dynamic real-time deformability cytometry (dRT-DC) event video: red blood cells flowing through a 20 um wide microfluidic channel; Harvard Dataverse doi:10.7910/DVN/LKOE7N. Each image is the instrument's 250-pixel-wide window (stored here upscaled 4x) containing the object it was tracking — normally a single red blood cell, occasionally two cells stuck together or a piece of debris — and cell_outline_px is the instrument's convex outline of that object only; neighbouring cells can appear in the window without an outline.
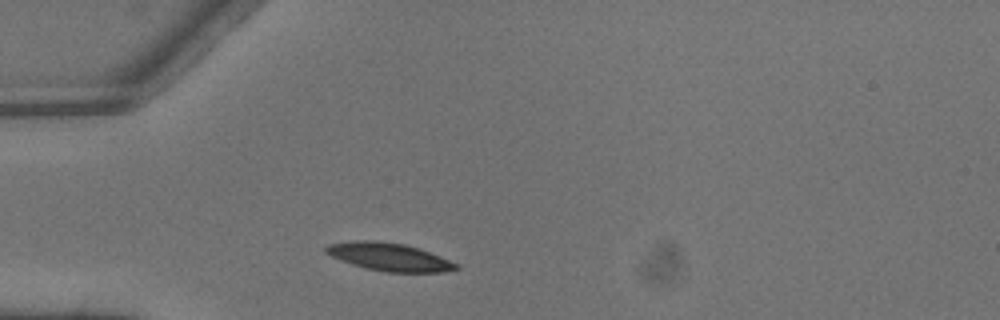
{"species": "common noctule bat (a hibernating species)", "species_latin": "Nyctalus noctula", "temperature_condition": "warm", "stored_images_in_passage": 1, "camera_frame_rate_fps": 3000, "um_per_image_px": 0.085, "animal": {"sex": "male", "body_mass_g": 13.3}, "frame": {"image": 1, "passage_image": 1, "time_ms": 0.0, "image_size_px": [1000, 320], "cell_outline_px": [[460, 268], [440, 272], [384, 272], [352, 264], [340, 260], [324, 252], [324, 248], [328, 244], [360, 240], [376, 240], [404, 244], [440, 256], [460, 264]], "centroid_in_image_um": [33.08, 21.83], "position_along_channel_um": 51.9, "area_um2": 20.98}}